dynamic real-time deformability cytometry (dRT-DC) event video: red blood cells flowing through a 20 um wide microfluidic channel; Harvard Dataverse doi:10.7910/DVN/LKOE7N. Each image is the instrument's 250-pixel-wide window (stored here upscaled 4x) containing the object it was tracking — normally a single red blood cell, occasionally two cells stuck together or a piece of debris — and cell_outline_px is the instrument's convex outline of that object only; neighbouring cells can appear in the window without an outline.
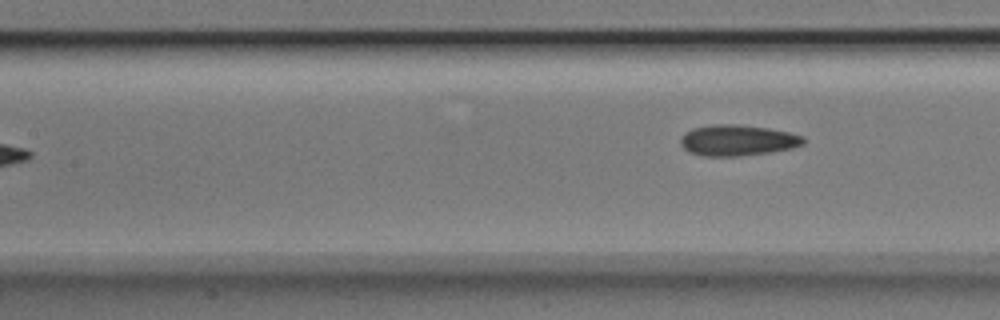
{"species": "Egyptian fruit bat (a non-hibernating species)", "species_latin": "Rousettus aegyptiacus", "temperature_condition": "room temperature", "stored_images_in_passage": 7, "camera_frame_rate_fps": 3000, "um_per_image_px": 0.085, "animal": {"sex": "male"}, "frame": {"image": 1, "passage_image": 7, "time_ms": 2.0, "image_size_px": [1000, 320], "cell_outline_px": [[804, 144], [792, 148], [772, 152], [740, 156], [704, 156], [688, 152], [680, 144], [680, 140], [692, 128], [712, 124], [736, 124], [768, 128], [788, 132], [804, 136]], "centroid_in_image_um": [62.7, 11.93], "position_along_channel_um": 144.7, "area_um2": 22.14}}